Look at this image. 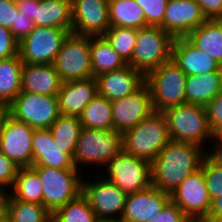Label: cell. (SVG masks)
<instances>
[{
    "mask_svg": "<svg viewBox=\"0 0 222 222\" xmlns=\"http://www.w3.org/2000/svg\"><path fill=\"white\" fill-rule=\"evenodd\" d=\"M60 1H65V2L72 4L74 0H60Z\"/></svg>",
    "mask_w": 222,
    "mask_h": 222,
    "instance_id": "cell-52",
    "label": "cell"
},
{
    "mask_svg": "<svg viewBox=\"0 0 222 222\" xmlns=\"http://www.w3.org/2000/svg\"><path fill=\"white\" fill-rule=\"evenodd\" d=\"M222 218V194L211 201L209 215L205 222H218Z\"/></svg>",
    "mask_w": 222,
    "mask_h": 222,
    "instance_id": "cell-46",
    "label": "cell"
},
{
    "mask_svg": "<svg viewBox=\"0 0 222 222\" xmlns=\"http://www.w3.org/2000/svg\"><path fill=\"white\" fill-rule=\"evenodd\" d=\"M98 222H121V221H109V220H107V221H98Z\"/></svg>",
    "mask_w": 222,
    "mask_h": 222,
    "instance_id": "cell-53",
    "label": "cell"
},
{
    "mask_svg": "<svg viewBox=\"0 0 222 222\" xmlns=\"http://www.w3.org/2000/svg\"><path fill=\"white\" fill-rule=\"evenodd\" d=\"M187 38L218 64L222 62V19L206 20Z\"/></svg>",
    "mask_w": 222,
    "mask_h": 222,
    "instance_id": "cell-27",
    "label": "cell"
},
{
    "mask_svg": "<svg viewBox=\"0 0 222 222\" xmlns=\"http://www.w3.org/2000/svg\"><path fill=\"white\" fill-rule=\"evenodd\" d=\"M41 185L38 174L31 167H21L13 187L8 191L15 199L22 202L43 204Z\"/></svg>",
    "mask_w": 222,
    "mask_h": 222,
    "instance_id": "cell-33",
    "label": "cell"
},
{
    "mask_svg": "<svg viewBox=\"0 0 222 222\" xmlns=\"http://www.w3.org/2000/svg\"><path fill=\"white\" fill-rule=\"evenodd\" d=\"M62 81L53 64H23L21 91L57 96Z\"/></svg>",
    "mask_w": 222,
    "mask_h": 222,
    "instance_id": "cell-23",
    "label": "cell"
},
{
    "mask_svg": "<svg viewBox=\"0 0 222 222\" xmlns=\"http://www.w3.org/2000/svg\"><path fill=\"white\" fill-rule=\"evenodd\" d=\"M10 114L33 129H49L60 115L58 98L21 91L10 103Z\"/></svg>",
    "mask_w": 222,
    "mask_h": 222,
    "instance_id": "cell-10",
    "label": "cell"
},
{
    "mask_svg": "<svg viewBox=\"0 0 222 222\" xmlns=\"http://www.w3.org/2000/svg\"><path fill=\"white\" fill-rule=\"evenodd\" d=\"M33 163L31 167L77 170L73 159L55 144L49 129H35L32 137Z\"/></svg>",
    "mask_w": 222,
    "mask_h": 222,
    "instance_id": "cell-22",
    "label": "cell"
},
{
    "mask_svg": "<svg viewBox=\"0 0 222 222\" xmlns=\"http://www.w3.org/2000/svg\"><path fill=\"white\" fill-rule=\"evenodd\" d=\"M171 59L187 76L219 71V64L187 37L174 39Z\"/></svg>",
    "mask_w": 222,
    "mask_h": 222,
    "instance_id": "cell-20",
    "label": "cell"
},
{
    "mask_svg": "<svg viewBox=\"0 0 222 222\" xmlns=\"http://www.w3.org/2000/svg\"><path fill=\"white\" fill-rule=\"evenodd\" d=\"M35 26L61 28L72 33L71 4L60 0H38Z\"/></svg>",
    "mask_w": 222,
    "mask_h": 222,
    "instance_id": "cell-26",
    "label": "cell"
},
{
    "mask_svg": "<svg viewBox=\"0 0 222 222\" xmlns=\"http://www.w3.org/2000/svg\"><path fill=\"white\" fill-rule=\"evenodd\" d=\"M104 178L124 193L133 194L152 186L151 163L123 150L105 166Z\"/></svg>",
    "mask_w": 222,
    "mask_h": 222,
    "instance_id": "cell-9",
    "label": "cell"
},
{
    "mask_svg": "<svg viewBox=\"0 0 222 222\" xmlns=\"http://www.w3.org/2000/svg\"><path fill=\"white\" fill-rule=\"evenodd\" d=\"M71 9L74 34L98 37L110 28L108 0H74Z\"/></svg>",
    "mask_w": 222,
    "mask_h": 222,
    "instance_id": "cell-15",
    "label": "cell"
},
{
    "mask_svg": "<svg viewBox=\"0 0 222 222\" xmlns=\"http://www.w3.org/2000/svg\"><path fill=\"white\" fill-rule=\"evenodd\" d=\"M123 150L122 133L115 130L82 128L73 158L74 167L80 165L106 166Z\"/></svg>",
    "mask_w": 222,
    "mask_h": 222,
    "instance_id": "cell-4",
    "label": "cell"
},
{
    "mask_svg": "<svg viewBox=\"0 0 222 222\" xmlns=\"http://www.w3.org/2000/svg\"><path fill=\"white\" fill-rule=\"evenodd\" d=\"M68 34L61 28L35 26L19 42L18 54L23 64H53Z\"/></svg>",
    "mask_w": 222,
    "mask_h": 222,
    "instance_id": "cell-11",
    "label": "cell"
},
{
    "mask_svg": "<svg viewBox=\"0 0 222 222\" xmlns=\"http://www.w3.org/2000/svg\"><path fill=\"white\" fill-rule=\"evenodd\" d=\"M200 169L203 171L206 187L212 201L218 197V194H222V166L217 165L205 155Z\"/></svg>",
    "mask_w": 222,
    "mask_h": 222,
    "instance_id": "cell-36",
    "label": "cell"
},
{
    "mask_svg": "<svg viewBox=\"0 0 222 222\" xmlns=\"http://www.w3.org/2000/svg\"><path fill=\"white\" fill-rule=\"evenodd\" d=\"M10 116V104L0 100V133Z\"/></svg>",
    "mask_w": 222,
    "mask_h": 222,
    "instance_id": "cell-48",
    "label": "cell"
},
{
    "mask_svg": "<svg viewBox=\"0 0 222 222\" xmlns=\"http://www.w3.org/2000/svg\"><path fill=\"white\" fill-rule=\"evenodd\" d=\"M220 91H222V80L219 71L188 75L185 103L206 106Z\"/></svg>",
    "mask_w": 222,
    "mask_h": 222,
    "instance_id": "cell-24",
    "label": "cell"
},
{
    "mask_svg": "<svg viewBox=\"0 0 222 222\" xmlns=\"http://www.w3.org/2000/svg\"><path fill=\"white\" fill-rule=\"evenodd\" d=\"M205 155L201 146L171 140L151 162L152 186L171 194L200 168Z\"/></svg>",
    "mask_w": 222,
    "mask_h": 222,
    "instance_id": "cell-1",
    "label": "cell"
},
{
    "mask_svg": "<svg viewBox=\"0 0 222 222\" xmlns=\"http://www.w3.org/2000/svg\"><path fill=\"white\" fill-rule=\"evenodd\" d=\"M96 214L82 193L52 214V222H98Z\"/></svg>",
    "mask_w": 222,
    "mask_h": 222,
    "instance_id": "cell-34",
    "label": "cell"
},
{
    "mask_svg": "<svg viewBox=\"0 0 222 222\" xmlns=\"http://www.w3.org/2000/svg\"><path fill=\"white\" fill-rule=\"evenodd\" d=\"M34 130L28 124L10 116L0 133V150L19 168L32 166Z\"/></svg>",
    "mask_w": 222,
    "mask_h": 222,
    "instance_id": "cell-14",
    "label": "cell"
},
{
    "mask_svg": "<svg viewBox=\"0 0 222 222\" xmlns=\"http://www.w3.org/2000/svg\"><path fill=\"white\" fill-rule=\"evenodd\" d=\"M207 20L222 19V0H195Z\"/></svg>",
    "mask_w": 222,
    "mask_h": 222,
    "instance_id": "cell-44",
    "label": "cell"
},
{
    "mask_svg": "<svg viewBox=\"0 0 222 222\" xmlns=\"http://www.w3.org/2000/svg\"><path fill=\"white\" fill-rule=\"evenodd\" d=\"M3 222H52V213L43 204L22 202L8 192L4 196Z\"/></svg>",
    "mask_w": 222,
    "mask_h": 222,
    "instance_id": "cell-25",
    "label": "cell"
},
{
    "mask_svg": "<svg viewBox=\"0 0 222 222\" xmlns=\"http://www.w3.org/2000/svg\"><path fill=\"white\" fill-rule=\"evenodd\" d=\"M206 20L195 0H171L167 3L160 27L174 38L187 37Z\"/></svg>",
    "mask_w": 222,
    "mask_h": 222,
    "instance_id": "cell-17",
    "label": "cell"
},
{
    "mask_svg": "<svg viewBox=\"0 0 222 222\" xmlns=\"http://www.w3.org/2000/svg\"><path fill=\"white\" fill-rule=\"evenodd\" d=\"M170 201V194L150 186L128 194L121 222H150Z\"/></svg>",
    "mask_w": 222,
    "mask_h": 222,
    "instance_id": "cell-18",
    "label": "cell"
},
{
    "mask_svg": "<svg viewBox=\"0 0 222 222\" xmlns=\"http://www.w3.org/2000/svg\"><path fill=\"white\" fill-rule=\"evenodd\" d=\"M212 138L215 139V142H222V124L212 131Z\"/></svg>",
    "mask_w": 222,
    "mask_h": 222,
    "instance_id": "cell-49",
    "label": "cell"
},
{
    "mask_svg": "<svg viewBox=\"0 0 222 222\" xmlns=\"http://www.w3.org/2000/svg\"><path fill=\"white\" fill-rule=\"evenodd\" d=\"M138 29L127 27H110L103 35L111 47L127 63L133 54Z\"/></svg>",
    "mask_w": 222,
    "mask_h": 222,
    "instance_id": "cell-35",
    "label": "cell"
},
{
    "mask_svg": "<svg viewBox=\"0 0 222 222\" xmlns=\"http://www.w3.org/2000/svg\"><path fill=\"white\" fill-rule=\"evenodd\" d=\"M150 222H191L183 210L171 200L163 207L160 214Z\"/></svg>",
    "mask_w": 222,
    "mask_h": 222,
    "instance_id": "cell-40",
    "label": "cell"
},
{
    "mask_svg": "<svg viewBox=\"0 0 222 222\" xmlns=\"http://www.w3.org/2000/svg\"><path fill=\"white\" fill-rule=\"evenodd\" d=\"M31 168L38 174L42 183L43 205L52 214L82 193L81 177H84V174L82 175L79 170L49 167Z\"/></svg>",
    "mask_w": 222,
    "mask_h": 222,
    "instance_id": "cell-7",
    "label": "cell"
},
{
    "mask_svg": "<svg viewBox=\"0 0 222 222\" xmlns=\"http://www.w3.org/2000/svg\"><path fill=\"white\" fill-rule=\"evenodd\" d=\"M218 70H219L220 77H221V80H222V62L219 63V68H218Z\"/></svg>",
    "mask_w": 222,
    "mask_h": 222,
    "instance_id": "cell-51",
    "label": "cell"
},
{
    "mask_svg": "<svg viewBox=\"0 0 222 222\" xmlns=\"http://www.w3.org/2000/svg\"><path fill=\"white\" fill-rule=\"evenodd\" d=\"M170 200L183 210L191 222L205 221L211 208V199L203 171L199 168L185 178L170 194Z\"/></svg>",
    "mask_w": 222,
    "mask_h": 222,
    "instance_id": "cell-13",
    "label": "cell"
},
{
    "mask_svg": "<svg viewBox=\"0 0 222 222\" xmlns=\"http://www.w3.org/2000/svg\"><path fill=\"white\" fill-rule=\"evenodd\" d=\"M206 155L217 165L222 166V142H215L214 148L208 152L206 151Z\"/></svg>",
    "mask_w": 222,
    "mask_h": 222,
    "instance_id": "cell-47",
    "label": "cell"
},
{
    "mask_svg": "<svg viewBox=\"0 0 222 222\" xmlns=\"http://www.w3.org/2000/svg\"><path fill=\"white\" fill-rule=\"evenodd\" d=\"M170 141L167 122L161 111H153L136 126L122 133L123 151L149 163Z\"/></svg>",
    "mask_w": 222,
    "mask_h": 222,
    "instance_id": "cell-2",
    "label": "cell"
},
{
    "mask_svg": "<svg viewBox=\"0 0 222 222\" xmlns=\"http://www.w3.org/2000/svg\"><path fill=\"white\" fill-rule=\"evenodd\" d=\"M82 128L79 117L60 114L49 130L57 147L73 159Z\"/></svg>",
    "mask_w": 222,
    "mask_h": 222,
    "instance_id": "cell-30",
    "label": "cell"
},
{
    "mask_svg": "<svg viewBox=\"0 0 222 222\" xmlns=\"http://www.w3.org/2000/svg\"><path fill=\"white\" fill-rule=\"evenodd\" d=\"M18 46L9 28L0 25V60L18 55Z\"/></svg>",
    "mask_w": 222,
    "mask_h": 222,
    "instance_id": "cell-39",
    "label": "cell"
},
{
    "mask_svg": "<svg viewBox=\"0 0 222 222\" xmlns=\"http://www.w3.org/2000/svg\"><path fill=\"white\" fill-rule=\"evenodd\" d=\"M5 193L0 191V222H3V202Z\"/></svg>",
    "mask_w": 222,
    "mask_h": 222,
    "instance_id": "cell-50",
    "label": "cell"
},
{
    "mask_svg": "<svg viewBox=\"0 0 222 222\" xmlns=\"http://www.w3.org/2000/svg\"><path fill=\"white\" fill-rule=\"evenodd\" d=\"M174 39L159 26L138 29L134 51L127 64L146 76L171 60Z\"/></svg>",
    "mask_w": 222,
    "mask_h": 222,
    "instance_id": "cell-5",
    "label": "cell"
},
{
    "mask_svg": "<svg viewBox=\"0 0 222 222\" xmlns=\"http://www.w3.org/2000/svg\"><path fill=\"white\" fill-rule=\"evenodd\" d=\"M110 27H147L144 10L134 0H108Z\"/></svg>",
    "mask_w": 222,
    "mask_h": 222,
    "instance_id": "cell-28",
    "label": "cell"
},
{
    "mask_svg": "<svg viewBox=\"0 0 222 222\" xmlns=\"http://www.w3.org/2000/svg\"><path fill=\"white\" fill-rule=\"evenodd\" d=\"M186 77L172 59L145 76L154 111L185 104Z\"/></svg>",
    "mask_w": 222,
    "mask_h": 222,
    "instance_id": "cell-6",
    "label": "cell"
},
{
    "mask_svg": "<svg viewBox=\"0 0 222 222\" xmlns=\"http://www.w3.org/2000/svg\"><path fill=\"white\" fill-rule=\"evenodd\" d=\"M17 10L22 12L30 20L35 19L36 6H38V0H15Z\"/></svg>",
    "mask_w": 222,
    "mask_h": 222,
    "instance_id": "cell-45",
    "label": "cell"
},
{
    "mask_svg": "<svg viewBox=\"0 0 222 222\" xmlns=\"http://www.w3.org/2000/svg\"><path fill=\"white\" fill-rule=\"evenodd\" d=\"M83 128L113 130L112 104L97 94L79 116Z\"/></svg>",
    "mask_w": 222,
    "mask_h": 222,
    "instance_id": "cell-32",
    "label": "cell"
},
{
    "mask_svg": "<svg viewBox=\"0 0 222 222\" xmlns=\"http://www.w3.org/2000/svg\"><path fill=\"white\" fill-rule=\"evenodd\" d=\"M97 94L96 77L62 82L57 95L59 113L79 117L84 108Z\"/></svg>",
    "mask_w": 222,
    "mask_h": 222,
    "instance_id": "cell-21",
    "label": "cell"
},
{
    "mask_svg": "<svg viewBox=\"0 0 222 222\" xmlns=\"http://www.w3.org/2000/svg\"><path fill=\"white\" fill-rule=\"evenodd\" d=\"M23 62L18 55L0 60V100L11 103L21 92Z\"/></svg>",
    "mask_w": 222,
    "mask_h": 222,
    "instance_id": "cell-31",
    "label": "cell"
},
{
    "mask_svg": "<svg viewBox=\"0 0 222 222\" xmlns=\"http://www.w3.org/2000/svg\"><path fill=\"white\" fill-rule=\"evenodd\" d=\"M111 104L113 130L120 133L136 126L154 111L146 83L132 94L114 100Z\"/></svg>",
    "mask_w": 222,
    "mask_h": 222,
    "instance_id": "cell-16",
    "label": "cell"
},
{
    "mask_svg": "<svg viewBox=\"0 0 222 222\" xmlns=\"http://www.w3.org/2000/svg\"><path fill=\"white\" fill-rule=\"evenodd\" d=\"M144 10L145 20L148 26H161L164 20L167 0H134Z\"/></svg>",
    "mask_w": 222,
    "mask_h": 222,
    "instance_id": "cell-37",
    "label": "cell"
},
{
    "mask_svg": "<svg viewBox=\"0 0 222 222\" xmlns=\"http://www.w3.org/2000/svg\"><path fill=\"white\" fill-rule=\"evenodd\" d=\"M62 82L93 77L90 37L69 33L53 62Z\"/></svg>",
    "mask_w": 222,
    "mask_h": 222,
    "instance_id": "cell-8",
    "label": "cell"
},
{
    "mask_svg": "<svg viewBox=\"0 0 222 222\" xmlns=\"http://www.w3.org/2000/svg\"><path fill=\"white\" fill-rule=\"evenodd\" d=\"M18 170L19 167L0 150V191L7 193L6 189L13 187Z\"/></svg>",
    "mask_w": 222,
    "mask_h": 222,
    "instance_id": "cell-38",
    "label": "cell"
},
{
    "mask_svg": "<svg viewBox=\"0 0 222 222\" xmlns=\"http://www.w3.org/2000/svg\"><path fill=\"white\" fill-rule=\"evenodd\" d=\"M98 94L114 101L132 94L145 83V76L130 65L96 76Z\"/></svg>",
    "mask_w": 222,
    "mask_h": 222,
    "instance_id": "cell-19",
    "label": "cell"
},
{
    "mask_svg": "<svg viewBox=\"0 0 222 222\" xmlns=\"http://www.w3.org/2000/svg\"><path fill=\"white\" fill-rule=\"evenodd\" d=\"M90 54L93 77L127 65L103 36L90 37Z\"/></svg>",
    "mask_w": 222,
    "mask_h": 222,
    "instance_id": "cell-29",
    "label": "cell"
},
{
    "mask_svg": "<svg viewBox=\"0 0 222 222\" xmlns=\"http://www.w3.org/2000/svg\"><path fill=\"white\" fill-rule=\"evenodd\" d=\"M95 179L93 182L82 179V195L99 221H120L127 194L100 175Z\"/></svg>",
    "mask_w": 222,
    "mask_h": 222,
    "instance_id": "cell-12",
    "label": "cell"
},
{
    "mask_svg": "<svg viewBox=\"0 0 222 222\" xmlns=\"http://www.w3.org/2000/svg\"><path fill=\"white\" fill-rule=\"evenodd\" d=\"M208 124L213 131L217 126L222 124V91L205 106Z\"/></svg>",
    "mask_w": 222,
    "mask_h": 222,
    "instance_id": "cell-41",
    "label": "cell"
},
{
    "mask_svg": "<svg viewBox=\"0 0 222 222\" xmlns=\"http://www.w3.org/2000/svg\"><path fill=\"white\" fill-rule=\"evenodd\" d=\"M34 27V22L30 20V18L26 17L22 12L18 11L15 19V25H12L9 30L19 43L23 38L29 35Z\"/></svg>",
    "mask_w": 222,
    "mask_h": 222,
    "instance_id": "cell-42",
    "label": "cell"
},
{
    "mask_svg": "<svg viewBox=\"0 0 222 222\" xmlns=\"http://www.w3.org/2000/svg\"><path fill=\"white\" fill-rule=\"evenodd\" d=\"M18 13L15 0H0V25L11 28Z\"/></svg>",
    "mask_w": 222,
    "mask_h": 222,
    "instance_id": "cell-43",
    "label": "cell"
},
{
    "mask_svg": "<svg viewBox=\"0 0 222 222\" xmlns=\"http://www.w3.org/2000/svg\"><path fill=\"white\" fill-rule=\"evenodd\" d=\"M162 113L172 141L192 143L204 150L209 139L213 142L205 106L185 103L166 108Z\"/></svg>",
    "mask_w": 222,
    "mask_h": 222,
    "instance_id": "cell-3",
    "label": "cell"
}]
</instances>
